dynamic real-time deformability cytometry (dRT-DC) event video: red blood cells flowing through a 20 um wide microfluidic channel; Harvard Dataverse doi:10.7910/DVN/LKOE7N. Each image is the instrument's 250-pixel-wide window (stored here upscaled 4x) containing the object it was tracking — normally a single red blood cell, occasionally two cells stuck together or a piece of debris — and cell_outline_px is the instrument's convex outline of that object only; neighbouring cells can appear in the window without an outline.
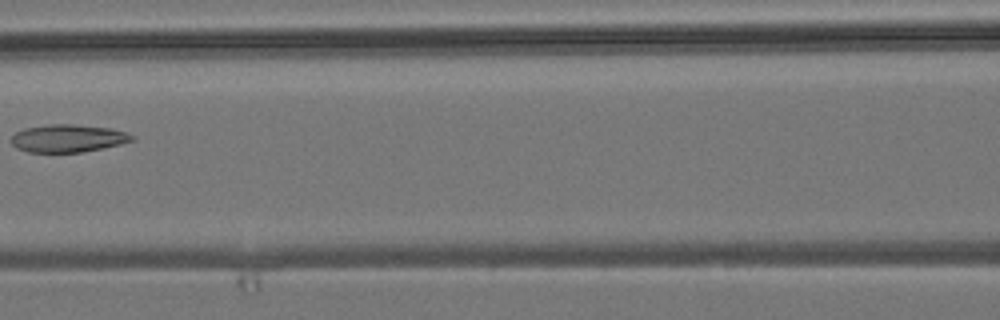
{"species": "common noctule bat (a hibernating species)", "species_latin": "Nyctalus noctula", "temperature_condition": "room temperature", "stored_images_in_passage": 7, "camera_frame_rate_fps": 3000, "um_per_image_px": 0.085, "animal": {"sex": "male", "body_mass_g": 19.2, "forearm_length_mm": 51.8}, "frame": {"image": 1, "passage_image": 5, "time_ms": 4.667, "image_size_px": [1000, 320], "cell_outline_px": [[136, 136], [132, 140], [120, 144], [80, 152], [28, 152], [16, 148], [12, 144], [12, 136], [16, 132], [24, 128], [48, 124], [72, 124], [112, 128]], "centroid_in_image_um": [5.75, 11.75], "position_along_channel_um": 160.9, "area_um2": 19.36}}
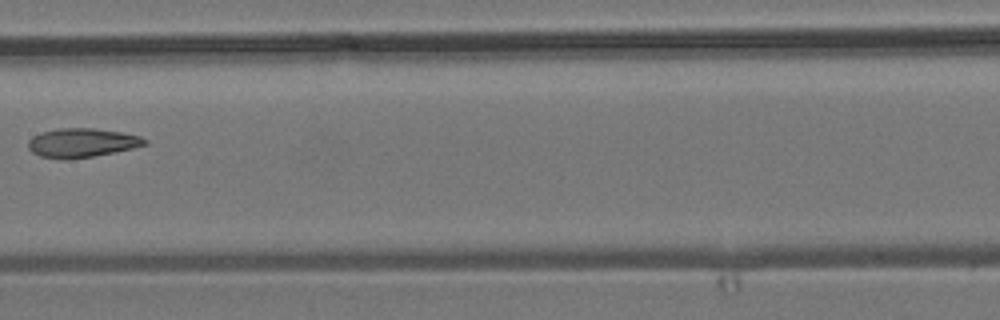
{"frame": {"image": 2, "passage_image": 6, "time_ms": 5.667, "image_size_px": [1000, 320], "cell_outline_px": [[148, 144], [132, 148], [92, 156], [68, 160], [64, 160], [40, 156], [32, 152], [28, 148], [28, 140], [32, 136], [40, 132], [60, 128], [96, 128], [124, 132], [140, 136], [148, 140]], "centroid_in_image_um": [6.94, 12.13], "position_along_channel_um": 200.5, "area_um2": 19.88}}
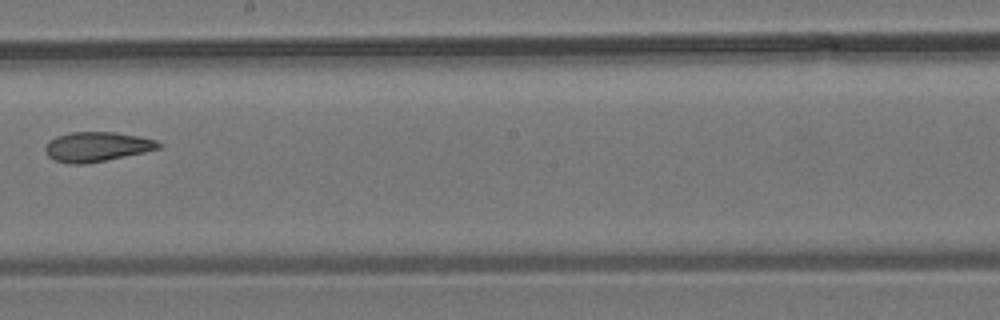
{"frame": {"image": 3, "passage_image": 7, "time_ms": 6.667, "image_size_px": [1000, 320], "cell_outline_px": [[160, 148], [144, 152], [84, 164], [72, 164], [56, 160], [48, 156], [44, 152], [44, 148], [48, 140], [56, 136], [72, 132], [116, 132], [140, 136], [156, 140], [160, 144]], "centroid_in_image_um": [8.2, 12.46], "position_along_channel_um": 240.0, "area_um2": 19.48}}